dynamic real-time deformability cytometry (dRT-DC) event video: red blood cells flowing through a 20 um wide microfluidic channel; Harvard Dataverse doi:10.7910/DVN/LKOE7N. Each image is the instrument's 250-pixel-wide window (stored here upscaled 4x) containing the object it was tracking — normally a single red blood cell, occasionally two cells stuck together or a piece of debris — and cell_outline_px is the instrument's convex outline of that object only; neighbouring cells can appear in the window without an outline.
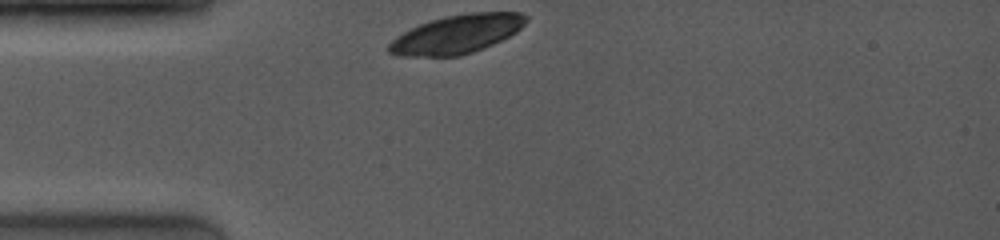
{"species": "common noctule bat (a hibernating species)", "species_latin": "Nyctalus noctula", "temperature_condition": "room temperature", "stored_images_in_passage": 4, "camera_frame_rate_fps": 4000, "um_per_image_px": 0.085, "animal": {"sex": "female", "body_mass_g": 19.0, "forearm_length_mm": 53.3}, "frame": {"image": 1, "passage_image": 1, "time_ms": 0.0, "image_size_px": [1000, 240], "cell_outline_px": [[528, 20], [516, 32], [492, 44], [472, 52], [460, 56], [400, 56], [388, 52], [388, 44], [396, 36], [428, 20], [444, 16], [472, 12], [520, 12], [528, 16]], "centroid_in_image_um": [38.82, 2.89], "position_along_channel_um": 46.2, "area_um2": 30.75}}